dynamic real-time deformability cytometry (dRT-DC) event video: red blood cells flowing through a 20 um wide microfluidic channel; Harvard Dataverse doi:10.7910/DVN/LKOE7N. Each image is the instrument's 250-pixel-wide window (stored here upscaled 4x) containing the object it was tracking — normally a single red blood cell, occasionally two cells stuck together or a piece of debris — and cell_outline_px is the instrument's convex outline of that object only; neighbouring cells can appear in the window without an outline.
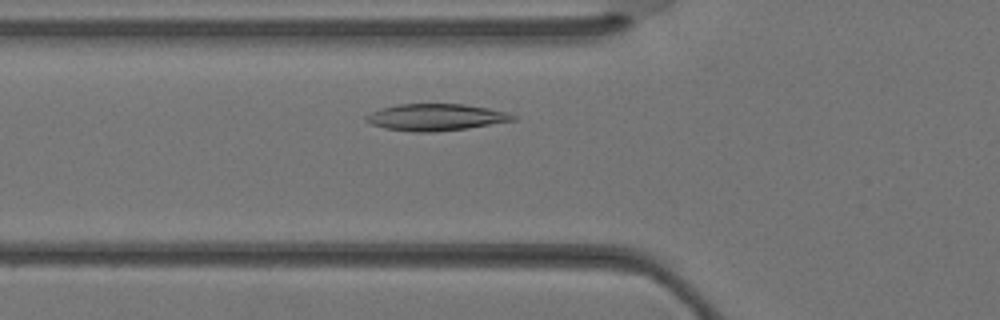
{"species": "Egyptian fruit bat (a non-hibernating species)", "species_latin": "Rousettus aegyptiacus", "temperature_condition": "warm", "stored_images_in_passage": 11, "camera_frame_rate_fps": 3000, "um_per_image_px": 0.085, "animal": {"sex": "female"}, "frame": {"image": 1, "passage_image": 7, "time_ms": 2.0, "image_size_px": [1000, 320], "cell_outline_px": [[516, 120], [468, 128], [432, 132], [416, 132], [384, 128], [372, 124], [364, 120], [364, 116], [380, 108], [396, 104], [464, 104], [488, 108], [508, 112], [516, 116]], "centroid_in_image_um": [37.04, 9.96], "position_along_channel_um": 88.8, "area_um2": 22.95}}
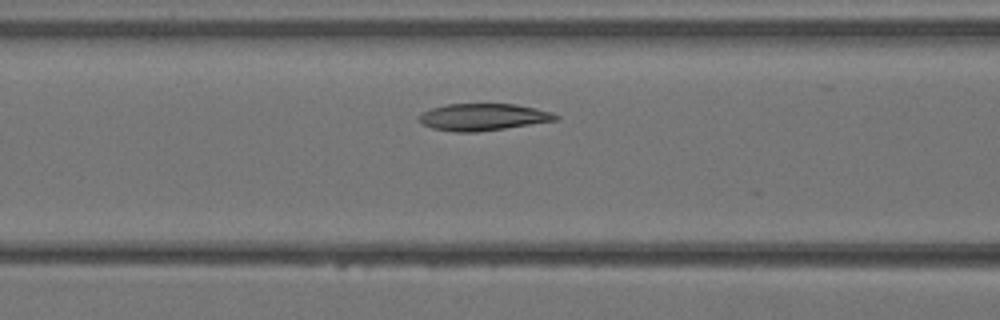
{"frame": {"image": 2, "passage_image": 9, "time_ms": 2.667, "image_size_px": [1000, 320], "cell_outline_px": [[560, 120], [476, 132], [456, 132], [432, 128], [424, 124], [416, 116], [420, 112], [432, 108], [448, 104], [516, 104], [536, 108], [552, 112], [560, 116]], "centroid_in_image_um": [41.08, 9.94], "position_along_channel_um": 125.5, "area_um2": 21.5}}